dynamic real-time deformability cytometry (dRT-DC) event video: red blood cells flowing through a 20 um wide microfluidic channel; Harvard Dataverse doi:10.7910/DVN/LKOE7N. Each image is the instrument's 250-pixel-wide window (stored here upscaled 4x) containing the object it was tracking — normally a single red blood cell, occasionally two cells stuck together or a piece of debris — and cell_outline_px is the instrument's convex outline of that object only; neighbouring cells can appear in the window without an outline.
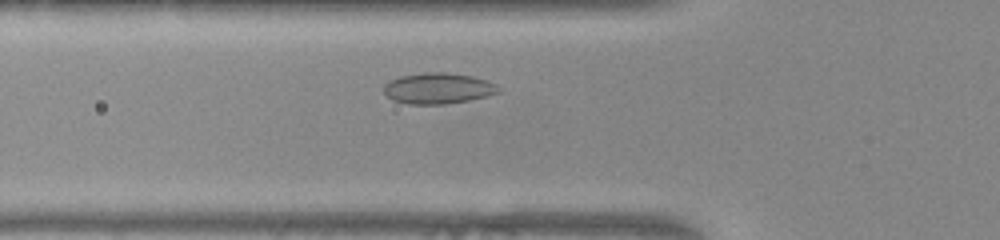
{"species": "common noctule bat (a hibernating species)", "species_latin": "Nyctalus noctula", "temperature_condition": "warm", "stored_images_in_passage": 34, "camera_frame_rate_fps": 3000, "um_per_image_px": 0.085, "animal": {"sex": "female", "body_mass_g": 22.0, "forearm_length_mm": 56.7}, "frame": {"image": 1, "passage_image": 7, "time_ms": 2.0, "image_size_px": [1000, 240], "cell_outline_px": [[500, 92], [488, 96], [468, 100], [444, 104], [408, 104], [392, 100], [384, 92], [384, 84], [400, 76], [424, 72], [448, 72], [472, 76], [488, 80], [496, 84], [500, 88]], "centroid_in_image_um": [37.26, 7.5], "position_along_channel_um": 88.5, "area_um2": 20.75}}
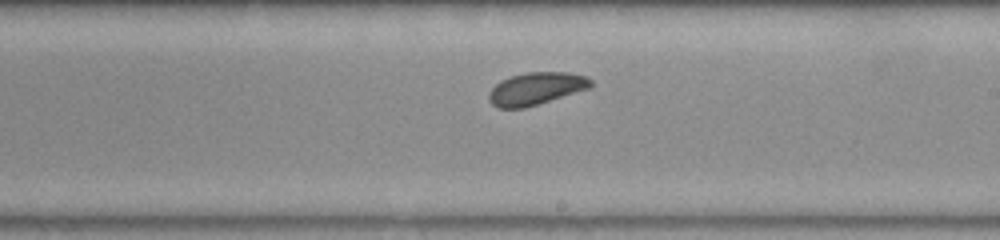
{"frame": {"image": 2, "passage_image": 19, "time_ms": 6.0, "image_size_px": [1000, 240], "cell_outline_px": [[592, 88], [524, 108], [500, 108], [492, 104], [488, 100], [488, 92], [500, 80], [512, 76], [528, 72], [568, 72], [588, 76], [592, 80]], "centroid_in_image_um": [45.59, 7.53], "position_along_channel_um": 243.4, "area_um2": 19.42}}
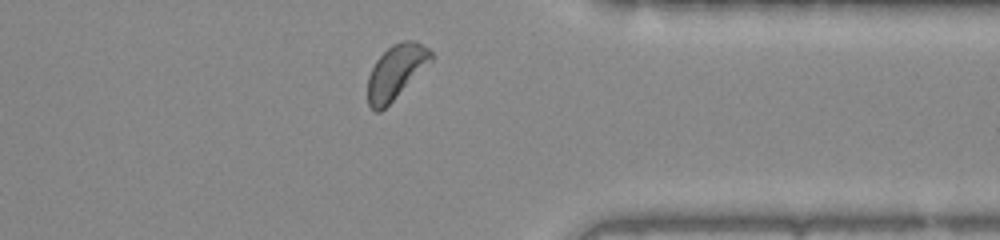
{"frame": {"image": 3, "passage_image": 30, "time_ms": 9.667, "image_size_px": [1000, 240], "cell_outline_px": [[436, 56], [380, 112], [376, 112], [368, 104], [368, 76], [376, 60], [392, 44], [404, 40], [416, 40], [428, 48]], "centroid_in_image_um": [33.66, 6.07], "position_along_channel_um": 377.7, "area_um2": 19.59}, "authors_computed_cell_mechanics": {"area_um2": 19.7387, "velocity_mm_per_s": 3.8705, "shape_relaxation_time_tau1_ms": 2.2522, "shape_relaxation_time_tau2_ms": null, "deformation_change_tau1": 0.0363, "deformation_change_tau2": null}}